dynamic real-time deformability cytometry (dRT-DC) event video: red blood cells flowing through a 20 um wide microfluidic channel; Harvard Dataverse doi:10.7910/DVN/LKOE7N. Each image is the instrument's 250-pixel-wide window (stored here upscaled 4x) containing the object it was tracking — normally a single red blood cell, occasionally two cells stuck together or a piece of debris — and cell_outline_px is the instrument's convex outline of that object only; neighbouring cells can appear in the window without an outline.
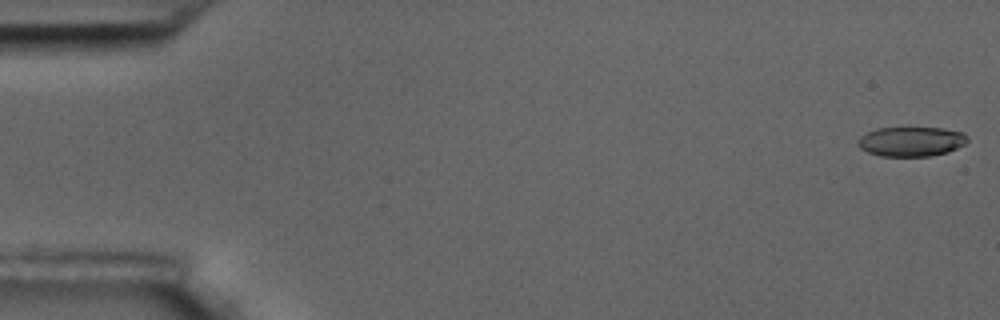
{"species": "common noctule bat (a hibernating species)", "species_latin": "Nyctalus noctula", "temperature_condition": "room temperature", "stored_images_in_passage": 11, "camera_frame_rate_fps": 3000, "um_per_image_px": 0.085, "animal": {"sex": "male", "body_mass_g": 17.5, "forearm_length_mm": 52.3}, "frame": {"image": 1, "passage_image": 1, "time_ms": 0.0, "image_size_px": [1000, 320], "cell_outline_px": [[968, 140], [964, 144], [948, 152], [928, 156], [880, 156], [868, 152], [860, 148], [860, 136], [876, 128], [944, 128], [964, 132]], "centroid_in_image_um": [77.48, 12.02], "position_along_channel_um": 7.5, "area_um2": 18.73}}